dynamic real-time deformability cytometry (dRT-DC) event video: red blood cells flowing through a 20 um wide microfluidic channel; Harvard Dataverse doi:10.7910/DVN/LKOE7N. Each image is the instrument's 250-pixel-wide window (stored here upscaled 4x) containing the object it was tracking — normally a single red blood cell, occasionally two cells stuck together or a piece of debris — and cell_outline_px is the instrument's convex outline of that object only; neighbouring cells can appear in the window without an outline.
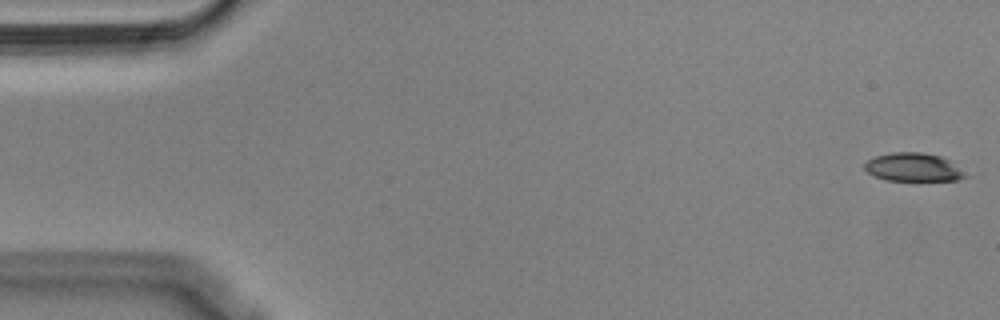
{"species": "Egyptian fruit bat (a non-hibernating species)", "species_latin": "Rousettus aegyptiacus", "temperature_condition": "cold", "stored_images_in_passage": 8, "camera_frame_rate_fps": 3000, "um_per_image_px": 0.085, "animal": {"sex": "male"}, "frame": {"image": 1, "passage_image": 1, "time_ms": 0.0, "image_size_px": [1000, 320], "cell_outline_px": [[972, 176], [956, 180], [884, 180], [868, 172], [864, 168], [864, 164], [868, 160], [876, 156], [892, 152], [920, 152], [940, 156], [948, 160]], "centroid_in_image_um": [77.66, 14.22], "position_along_channel_um": 7.3, "area_um2": 16.59}}